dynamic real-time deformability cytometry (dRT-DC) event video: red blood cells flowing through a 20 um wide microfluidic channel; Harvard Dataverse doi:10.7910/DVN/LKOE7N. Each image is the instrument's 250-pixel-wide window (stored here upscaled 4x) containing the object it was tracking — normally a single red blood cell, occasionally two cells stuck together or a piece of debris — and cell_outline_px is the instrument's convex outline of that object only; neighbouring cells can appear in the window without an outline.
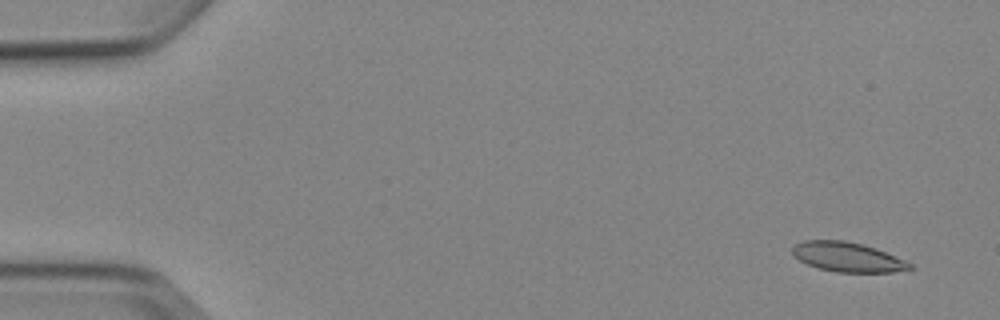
{"species": "Egyptian fruit bat (a non-hibernating species)", "species_latin": "Rousettus aegyptiacus", "temperature_condition": "cold", "stored_images_in_passage": 4, "camera_frame_rate_fps": 3000, "um_per_image_px": 0.085, "animal": {"sex": "female"}, "frame": {"image": 1, "passage_image": 1, "time_ms": 0.0, "image_size_px": [1000, 320], "cell_outline_px": [[912, 268], [892, 272], [836, 272], [816, 268], [792, 256], [792, 244], [804, 240], [844, 240], [876, 248], [904, 260], [912, 264]], "centroid_in_image_um": [71.97, 21.84], "position_along_channel_um": 13.0, "area_um2": 20.23}}
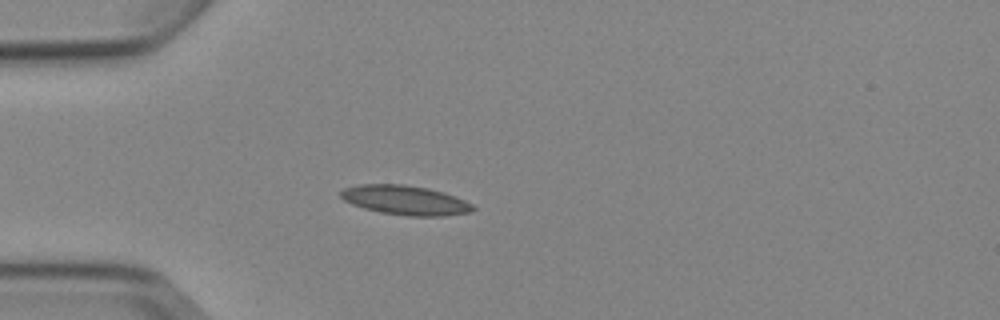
{"frame": {"image": 2, "passage_image": 4, "time_ms": 4.0, "image_size_px": [1000, 320], "cell_outline_px": [[476, 208], [472, 212], [444, 216], [408, 216], [380, 212], [364, 208], [352, 204], [344, 200], [340, 196], [340, 192], [344, 188], [360, 184], [404, 184], [428, 188], [444, 192], [464, 200], [472, 204]], "centroid_in_image_um": [34.46, 17.01], "position_along_channel_um": 50.5, "area_um2": 22.72}}